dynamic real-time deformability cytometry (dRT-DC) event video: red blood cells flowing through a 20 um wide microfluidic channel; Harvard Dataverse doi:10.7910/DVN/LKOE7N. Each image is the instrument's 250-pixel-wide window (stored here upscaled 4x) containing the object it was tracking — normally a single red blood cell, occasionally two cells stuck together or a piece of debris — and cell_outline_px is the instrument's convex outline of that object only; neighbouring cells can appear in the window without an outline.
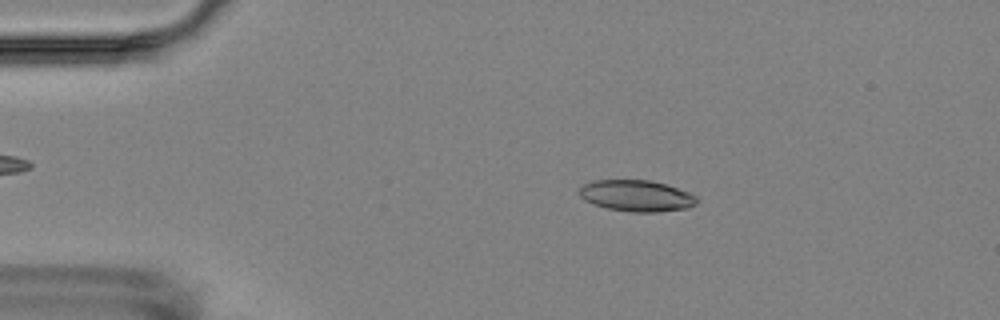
{"species": "Egyptian fruit bat (a non-hibernating species)", "species_latin": "Rousettus aegyptiacus", "temperature_condition": "room temperature", "stored_images_in_passage": 5, "camera_frame_rate_fps": 3000, "um_per_image_px": 0.085, "animal": {"sex": "female"}, "frame": {"image": 1, "passage_image": 2, "time_ms": 1.0, "image_size_px": [1000, 320], "cell_outline_px": [[696, 204], [688, 208], [660, 212], [628, 212], [608, 208], [584, 200], [580, 196], [580, 188], [584, 184], [592, 180], [648, 180], [664, 184], [688, 192], [696, 196]], "centroid_in_image_um": [54.1, 16.65], "position_along_channel_um": 30.9, "area_um2": 21.27}}